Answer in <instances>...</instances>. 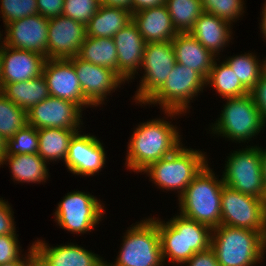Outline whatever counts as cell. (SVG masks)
<instances>
[{"label": "cell", "mask_w": 266, "mask_h": 266, "mask_svg": "<svg viewBox=\"0 0 266 266\" xmlns=\"http://www.w3.org/2000/svg\"><path fill=\"white\" fill-rule=\"evenodd\" d=\"M255 105L258 107L263 124H266V72L259 78V81L250 91Z\"/></svg>", "instance_id": "cell-39"}, {"label": "cell", "mask_w": 266, "mask_h": 266, "mask_svg": "<svg viewBox=\"0 0 266 266\" xmlns=\"http://www.w3.org/2000/svg\"><path fill=\"white\" fill-rule=\"evenodd\" d=\"M9 164L13 180L23 183H41L48 179L47 162L38 154L5 156L0 166Z\"/></svg>", "instance_id": "cell-27"}, {"label": "cell", "mask_w": 266, "mask_h": 266, "mask_svg": "<svg viewBox=\"0 0 266 266\" xmlns=\"http://www.w3.org/2000/svg\"><path fill=\"white\" fill-rule=\"evenodd\" d=\"M263 182L266 188V149L261 148Z\"/></svg>", "instance_id": "cell-48"}, {"label": "cell", "mask_w": 266, "mask_h": 266, "mask_svg": "<svg viewBox=\"0 0 266 266\" xmlns=\"http://www.w3.org/2000/svg\"><path fill=\"white\" fill-rule=\"evenodd\" d=\"M96 266H110L109 263H107V261H103V259L96 265Z\"/></svg>", "instance_id": "cell-51"}, {"label": "cell", "mask_w": 266, "mask_h": 266, "mask_svg": "<svg viewBox=\"0 0 266 266\" xmlns=\"http://www.w3.org/2000/svg\"><path fill=\"white\" fill-rule=\"evenodd\" d=\"M80 129L41 128L37 129L38 154L46 161L66 160L73 136Z\"/></svg>", "instance_id": "cell-28"}, {"label": "cell", "mask_w": 266, "mask_h": 266, "mask_svg": "<svg viewBox=\"0 0 266 266\" xmlns=\"http://www.w3.org/2000/svg\"><path fill=\"white\" fill-rule=\"evenodd\" d=\"M86 38V26L60 15L49 19L47 59H69L78 56Z\"/></svg>", "instance_id": "cell-16"}, {"label": "cell", "mask_w": 266, "mask_h": 266, "mask_svg": "<svg viewBox=\"0 0 266 266\" xmlns=\"http://www.w3.org/2000/svg\"><path fill=\"white\" fill-rule=\"evenodd\" d=\"M207 164L205 153L181 145L169 156L153 162L142 172L148 174L150 180L160 188L177 190L180 197Z\"/></svg>", "instance_id": "cell-5"}, {"label": "cell", "mask_w": 266, "mask_h": 266, "mask_svg": "<svg viewBox=\"0 0 266 266\" xmlns=\"http://www.w3.org/2000/svg\"><path fill=\"white\" fill-rule=\"evenodd\" d=\"M104 205L91 194L72 191L58 203L55 219L60 228L72 233L91 232L105 214Z\"/></svg>", "instance_id": "cell-12"}, {"label": "cell", "mask_w": 266, "mask_h": 266, "mask_svg": "<svg viewBox=\"0 0 266 266\" xmlns=\"http://www.w3.org/2000/svg\"><path fill=\"white\" fill-rule=\"evenodd\" d=\"M45 61L46 58L41 54L2 44L1 84L18 83L40 77Z\"/></svg>", "instance_id": "cell-19"}, {"label": "cell", "mask_w": 266, "mask_h": 266, "mask_svg": "<svg viewBox=\"0 0 266 266\" xmlns=\"http://www.w3.org/2000/svg\"><path fill=\"white\" fill-rule=\"evenodd\" d=\"M36 255L45 266H96L102 257L72 243L50 247L42 240L33 242Z\"/></svg>", "instance_id": "cell-21"}, {"label": "cell", "mask_w": 266, "mask_h": 266, "mask_svg": "<svg viewBox=\"0 0 266 266\" xmlns=\"http://www.w3.org/2000/svg\"><path fill=\"white\" fill-rule=\"evenodd\" d=\"M171 41L176 63L195 70L206 80L216 56L189 32L178 33Z\"/></svg>", "instance_id": "cell-23"}, {"label": "cell", "mask_w": 266, "mask_h": 266, "mask_svg": "<svg viewBox=\"0 0 266 266\" xmlns=\"http://www.w3.org/2000/svg\"><path fill=\"white\" fill-rule=\"evenodd\" d=\"M78 57L86 62L110 68L118 74L117 48L113 38L86 36Z\"/></svg>", "instance_id": "cell-29"}, {"label": "cell", "mask_w": 266, "mask_h": 266, "mask_svg": "<svg viewBox=\"0 0 266 266\" xmlns=\"http://www.w3.org/2000/svg\"><path fill=\"white\" fill-rule=\"evenodd\" d=\"M226 99L220 118L212 125V133L239 143L252 140L265 127L252 95Z\"/></svg>", "instance_id": "cell-7"}, {"label": "cell", "mask_w": 266, "mask_h": 266, "mask_svg": "<svg viewBox=\"0 0 266 266\" xmlns=\"http://www.w3.org/2000/svg\"><path fill=\"white\" fill-rule=\"evenodd\" d=\"M99 2L105 6L127 8L132 12V0H99Z\"/></svg>", "instance_id": "cell-45"}, {"label": "cell", "mask_w": 266, "mask_h": 266, "mask_svg": "<svg viewBox=\"0 0 266 266\" xmlns=\"http://www.w3.org/2000/svg\"><path fill=\"white\" fill-rule=\"evenodd\" d=\"M1 77H2V46L0 47V89H1Z\"/></svg>", "instance_id": "cell-50"}, {"label": "cell", "mask_w": 266, "mask_h": 266, "mask_svg": "<svg viewBox=\"0 0 266 266\" xmlns=\"http://www.w3.org/2000/svg\"><path fill=\"white\" fill-rule=\"evenodd\" d=\"M28 250L29 252L28 254H26L27 257L26 256L25 258L21 257L16 261L6 263V264H1L0 266H28L37 257L33 245Z\"/></svg>", "instance_id": "cell-43"}, {"label": "cell", "mask_w": 266, "mask_h": 266, "mask_svg": "<svg viewBox=\"0 0 266 266\" xmlns=\"http://www.w3.org/2000/svg\"><path fill=\"white\" fill-rule=\"evenodd\" d=\"M163 260L185 264L195 253L211 248L212 228L182 215L171 220L156 219Z\"/></svg>", "instance_id": "cell-2"}, {"label": "cell", "mask_w": 266, "mask_h": 266, "mask_svg": "<svg viewBox=\"0 0 266 266\" xmlns=\"http://www.w3.org/2000/svg\"><path fill=\"white\" fill-rule=\"evenodd\" d=\"M42 75L50 96L71 101L81 109L94 107L85 97L73 63L69 59H46Z\"/></svg>", "instance_id": "cell-15"}, {"label": "cell", "mask_w": 266, "mask_h": 266, "mask_svg": "<svg viewBox=\"0 0 266 266\" xmlns=\"http://www.w3.org/2000/svg\"><path fill=\"white\" fill-rule=\"evenodd\" d=\"M39 139L37 129L26 124L15 135L7 140L6 156L15 154L38 153Z\"/></svg>", "instance_id": "cell-34"}, {"label": "cell", "mask_w": 266, "mask_h": 266, "mask_svg": "<svg viewBox=\"0 0 266 266\" xmlns=\"http://www.w3.org/2000/svg\"><path fill=\"white\" fill-rule=\"evenodd\" d=\"M0 92L26 112L50 96L43 75L23 82L1 84Z\"/></svg>", "instance_id": "cell-26"}, {"label": "cell", "mask_w": 266, "mask_h": 266, "mask_svg": "<svg viewBox=\"0 0 266 266\" xmlns=\"http://www.w3.org/2000/svg\"><path fill=\"white\" fill-rule=\"evenodd\" d=\"M48 23L49 19L40 14L8 23L3 44L41 54L47 59Z\"/></svg>", "instance_id": "cell-17"}, {"label": "cell", "mask_w": 266, "mask_h": 266, "mask_svg": "<svg viewBox=\"0 0 266 266\" xmlns=\"http://www.w3.org/2000/svg\"><path fill=\"white\" fill-rule=\"evenodd\" d=\"M215 59L207 79L206 85L215 88L216 92L226 98L240 97L250 93L240 82L234 71L223 61L217 64Z\"/></svg>", "instance_id": "cell-30"}, {"label": "cell", "mask_w": 266, "mask_h": 266, "mask_svg": "<svg viewBox=\"0 0 266 266\" xmlns=\"http://www.w3.org/2000/svg\"><path fill=\"white\" fill-rule=\"evenodd\" d=\"M218 180L208 164L199 172L178 198L180 215L212 229L221 225V192Z\"/></svg>", "instance_id": "cell-4"}, {"label": "cell", "mask_w": 266, "mask_h": 266, "mask_svg": "<svg viewBox=\"0 0 266 266\" xmlns=\"http://www.w3.org/2000/svg\"><path fill=\"white\" fill-rule=\"evenodd\" d=\"M75 68L84 97L93 105L104 104L106 96L125 81L112 69L86 62L74 56L69 58Z\"/></svg>", "instance_id": "cell-14"}, {"label": "cell", "mask_w": 266, "mask_h": 266, "mask_svg": "<svg viewBox=\"0 0 266 266\" xmlns=\"http://www.w3.org/2000/svg\"><path fill=\"white\" fill-rule=\"evenodd\" d=\"M94 135L79 131L71 139L65 165L73 174L94 176L101 171L106 162L104 147Z\"/></svg>", "instance_id": "cell-18"}, {"label": "cell", "mask_w": 266, "mask_h": 266, "mask_svg": "<svg viewBox=\"0 0 266 266\" xmlns=\"http://www.w3.org/2000/svg\"><path fill=\"white\" fill-rule=\"evenodd\" d=\"M13 213L8 201L6 202L3 198H0V236L16 234Z\"/></svg>", "instance_id": "cell-40"}, {"label": "cell", "mask_w": 266, "mask_h": 266, "mask_svg": "<svg viewBox=\"0 0 266 266\" xmlns=\"http://www.w3.org/2000/svg\"><path fill=\"white\" fill-rule=\"evenodd\" d=\"M203 12L213 14L232 24L244 13L243 0H200Z\"/></svg>", "instance_id": "cell-35"}, {"label": "cell", "mask_w": 266, "mask_h": 266, "mask_svg": "<svg viewBox=\"0 0 266 266\" xmlns=\"http://www.w3.org/2000/svg\"><path fill=\"white\" fill-rule=\"evenodd\" d=\"M113 39L117 48L118 75L125 82L134 79L135 73L141 67L146 44L142 34L131 21L119 30Z\"/></svg>", "instance_id": "cell-20"}, {"label": "cell", "mask_w": 266, "mask_h": 266, "mask_svg": "<svg viewBox=\"0 0 266 266\" xmlns=\"http://www.w3.org/2000/svg\"><path fill=\"white\" fill-rule=\"evenodd\" d=\"M128 144L126 168L142 172L182 145L177 127L161 118L140 123ZM181 142V143H180Z\"/></svg>", "instance_id": "cell-1"}, {"label": "cell", "mask_w": 266, "mask_h": 266, "mask_svg": "<svg viewBox=\"0 0 266 266\" xmlns=\"http://www.w3.org/2000/svg\"><path fill=\"white\" fill-rule=\"evenodd\" d=\"M166 0H132V13L147 7L165 4Z\"/></svg>", "instance_id": "cell-44"}, {"label": "cell", "mask_w": 266, "mask_h": 266, "mask_svg": "<svg viewBox=\"0 0 266 266\" xmlns=\"http://www.w3.org/2000/svg\"><path fill=\"white\" fill-rule=\"evenodd\" d=\"M28 266H45L38 257H36Z\"/></svg>", "instance_id": "cell-49"}, {"label": "cell", "mask_w": 266, "mask_h": 266, "mask_svg": "<svg viewBox=\"0 0 266 266\" xmlns=\"http://www.w3.org/2000/svg\"><path fill=\"white\" fill-rule=\"evenodd\" d=\"M99 6V0H65L62 15L86 26Z\"/></svg>", "instance_id": "cell-37"}, {"label": "cell", "mask_w": 266, "mask_h": 266, "mask_svg": "<svg viewBox=\"0 0 266 266\" xmlns=\"http://www.w3.org/2000/svg\"><path fill=\"white\" fill-rule=\"evenodd\" d=\"M132 21L138 27L146 43L172 40L177 34L166 4L147 7L132 13Z\"/></svg>", "instance_id": "cell-22"}, {"label": "cell", "mask_w": 266, "mask_h": 266, "mask_svg": "<svg viewBox=\"0 0 266 266\" xmlns=\"http://www.w3.org/2000/svg\"><path fill=\"white\" fill-rule=\"evenodd\" d=\"M221 225L266 232V199L243 194L223 186Z\"/></svg>", "instance_id": "cell-10"}, {"label": "cell", "mask_w": 266, "mask_h": 266, "mask_svg": "<svg viewBox=\"0 0 266 266\" xmlns=\"http://www.w3.org/2000/svg\"><path fill=\"white\" fill-rule=\"evenodd\" d=\"M211 249L219 266H255L266 252V232L219 225L212 230Z\"/></svg>", "instance_id": "cell-3"}, {"label": "cell", "mask_w": 266, "mask_h": 266, "mask_svg": "<svg viewBox=\"0 0 266 266\" xmlns=\"http://www.w3.org/2000/svg\"><path fill=\"white\" fill-rule=\"evenodd\" d=\"M185 264L188 266H219L216 255L211 248L195 253Z\"/></svg>", "instance_id": "cell-42"}, {"label": "cell", "mask_w": 266, "mask_h": 266, "mask_svg": "<svg viewBox=\"0 0 266 266\" xmlns=\"http://www.w3.org/2000/svg\"><path fill=\"white\" fill-rule=\"evenodd\" d=\"M246 147L231 153L221 178L224 185L229 188L259 199H266L261 148L259 146Z\"/></svg>", "instance_id": "cell-9"}, {"label": "cell", "mask_w": 266, "mask_h": 266, "mask_svg": "<svg viewBox=\"0 0 266 266\" xmlns=\"http://www.w3.org/2000/svg\"><path fill=\"white\" fill-rule=\"evenodd\" d=\"M16 234H6L0 236V265L10 263L23 257L21 247H19Z\"/></svg>", "instance_id": "cell-38"}, {"label": "cell", "mask_w": 266, "mask_h": 266, "mask_svg": "<svg viewBox=\"0 0 266 266\" xmlns=\"http://www.w3.org/2000/svg\"><path fill=\"white\" fill-rule=\"evenodd\" d=\"M1 36H3L2 34H1V32H0V47L2 46L1 44H3V41H1V39H3Z\"/></svg>", "instance_id": "cell-52"}, {"label": "cell", "mask_w": 266, "mask_h": 266, "mask_svg": "<svg viewBox=\"0 0 266 266\" xmlns=\"http://www.w3.org/2000/svg\"><path fill=\"white\" fill-rule=\"evenodd\" d=\"M205 86V79L198 72L176 63L163 86L145 104H159L166 116H178L186 113L190 100Z\"/></svg>", "instance_id": "cell-8"}, {"label": "cell", "mask_w": 266, "mask_h": 266, "mask_svg": "<svg viewBox=\"0 0 266 266\" xmlns=\"http://www.w3.org/2000/svg\"><path fill=\"white\" fill-rule=\"evenodd\" d=\"M6 147H7V141L0 134V164L3 161L4 157L6 156Z\"/></svg>", "instance_id": "cell-46"}, {"label": "cell", "mask_w": 266, "mask_h": 266, "mask_svg": "<svg viewBox=\"0 0 266 266\" xmlns=\"http://www.w3.org/2000/svg\"><path fill=\"white\" fill-rule=\"evenodd\" d=\"M263 11H262V18H261V24H260V29H262V34H264L263 35V37L265 38V40H266V3H264V6H263V9H262Z\"/></svg>", "instance_id": "cell-47"}, {"label": "cell", "mask_w": 266, "mask_h": 266, "mask_svg": "<svg viewBox=\"0 0 266 266\" xmlns=\"http://www.w3.org/2000/svg\"><path fill=\"white\" fill-rule=\"evenodd\" d=\"M176 64L172 41L145 44L141 68L144 69L136 91V103L145 104L165 83Z\"/></svg>", "instance_id": "cell-11"}, {"label": "cell", "mask_w": 266, "mask_h": 266, "mask_svg": "<svg viewBox=\"0 0 266 266\" xmlns=\"http://www.w3.org/2000/svg\"><path fill=\"white\" fill-rule=\"evenodd\" d=\"M3 23L19 20L21 18L38 14L37 0H0Z\"/></svg>", "instance_id": "cell-36"}, {"label": "cell", "mask_w": 266, "mask_h": 266, "mask_svg": "<svg viewBox=\"0 0 266 266\" xmlns=\"http://www.w3.org/2000/svg\"><path fill=\"white\" fill-rule=\"evenodd\" d=\"M257 56L253 53H245L229 57L225 60L234 71L241 84L250 92L259 78L266 72V63H259Z\"/></svg>", "instance_id": "cell-31"}, {"label": "cell", "mask_w": 266, "mask_h": 266, "mask_svg": "<svg viewBox=\"0 0 266 266\" xmlns=\"http://www.w3.org/2000/svg\"><path fill=\"white\" fill-rule=\"evenodd\" d=\"M165 4L178 33L189 32L203 13L200 0H166Z\"/></svg>", "instance_id": "cell-32"}, {"label": "cell", "mask_w": 266, "mask_h": 266, "mask_svg": "<svg viewBox=\"0 0 266 266\" xmlns=\"http://www.w3.org/2000/svg\"><path fill=\"white\" fill-rule=\"evenodd\" d=\"M65 0H37L38 14L51 19L62 15Z\"/></svg>", "instance_id": "cell-41"}, {"label": "cell", "mask_w": 266, "mask_h": 266, "mask_svg": "<svg viewBox=\"0 0 266 266\" xmlns=\"http://www.w3.org/2000/svg\"><path fill=\"white\" fill-rule=\"evenodd\" d=\"M131 21V10L100 4L97 12L86 25V36L113 38L119 30Z\"/></svg>", "instance_id": "cell-25"}, {"label": "cell", "mask_w": 266, "mask_h": 266, "mask_svg": "<svg viewBox=\"0 0 266 266\" xmlns=\"http://www.w3.org/2000/svg\"><path fill=\"white\" fill-rule=\"evenodd\" d=\"M82 111L71 101L49 96L27 111V124L36 129H79L82 125Z\"/></svg>", "instance_id": "cell-13"}, {"label": "cell", "mask_w": 266, "mask_h": 266, "mask_svg": "<svg viewBox=\"0 0 266 266\" xmlns=\"http://www.w3.org/2000/svg\"><path fill=\"white\" fill-rule=\"evenodd\" d=\"M115 263L110 266H163L156 217L146 218L125 232Z\"/></svg>", "instance_id": "cell-6"}, {"label": "cell", "mask_w": 266, "mask_h": 266, "mask_svg": "<svg viewBox=\"0 0 266 266\" xmlns=\"http://www.w3.org/2000/svg\"><path fill=\"white\" fill-rule=\"evenodd\" d=\"M231 26V23L203 12L189 33L214 56H218L232 38Z\"/></svg>", "instance_id": "cell-24"}, {"label": "cell", "mask_w": 266, "mask_h": 266, "mask_svg": "<svg viewBox=\"0 0 266 266\" xmlns=\"http://www.w3.org/2000/svg\"><path fill=\"white\" fill-rule=\"evenodd\" d=\"M27 124V112L0 92V134L6 141Z\"/></svg>", "instance_id": "cell-33"}]
</instances>
